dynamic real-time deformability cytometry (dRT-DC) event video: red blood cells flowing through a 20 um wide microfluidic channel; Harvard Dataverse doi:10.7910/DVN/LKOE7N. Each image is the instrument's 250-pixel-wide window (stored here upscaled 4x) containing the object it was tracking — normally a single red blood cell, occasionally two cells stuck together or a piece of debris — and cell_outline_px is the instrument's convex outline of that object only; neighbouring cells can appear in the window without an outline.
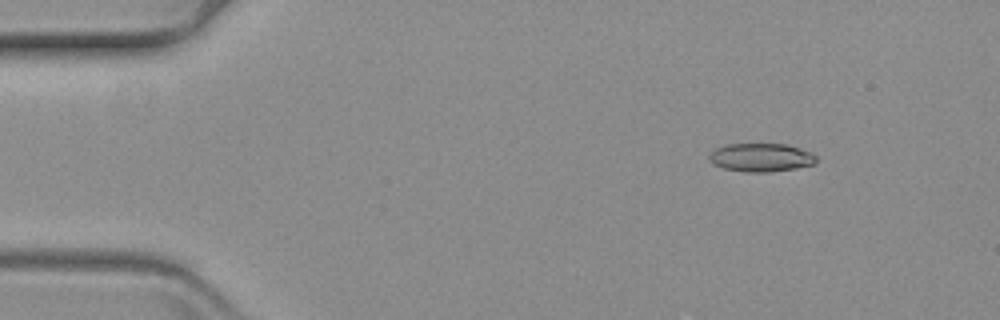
{"species": "common noctule bat (a hibernating species)", "species_latin": "Nyctalus noctula", "temperature_condition": "warm", "stored_images_in_passage": 55, "camera_frame_rate_fps": 3000, "um_per_image_px": 0.085, "animal": {"sex": "female", "body_mass_g": 19.3, "forearm_length_mm": 54.1}, "frame": {"image": 1, "passage_image": 2, "time_ms": 0.333, "image_size_px": [1000, 320], "cell_outline_px": [[816, 160], [812, 164], [796, 168], [768, 172], [748, 172], [724, 168], [716, 164], [708, 156], [716, 148], [728, 144], [788, 144], [800, 148], [816, 156]], "centroid_in_image_um": [64.7, 13.38], "position_along_channel_um": 20.3, "area_um2": 17.34}}
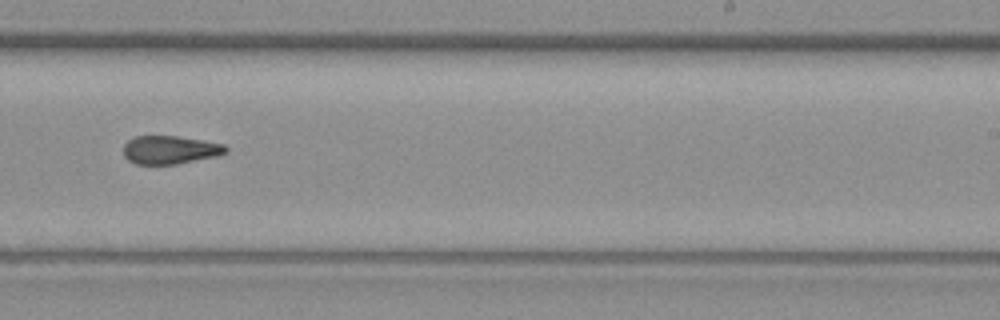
{"frame": {"image": 2, "passage_image": 32, "time_ms": 10.333, "image_size_px": [1000, 320], "cell_outline_px": [[228, 152], [216, 156], [176, 164], [136, 164], [128, 160], [124, 156], [124, 144], [128, 140], [136, 136], [176, 136], [224, 144], [228, 148]], "centroid_in_image_um": [14.44, 12.74], "position_along_channel_um": 274.6, "area_um2": 16.76}}
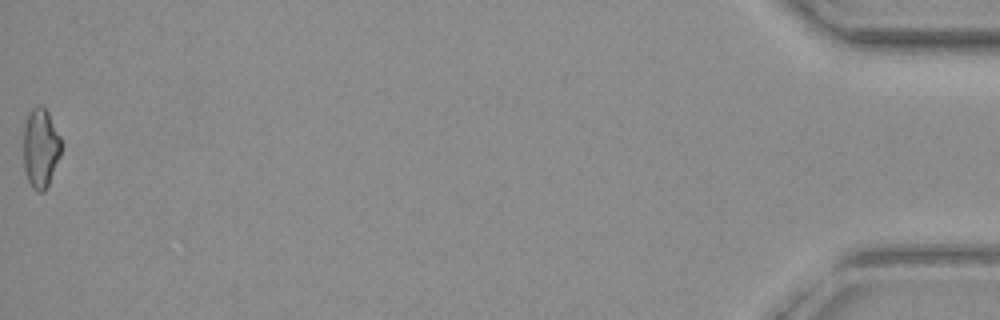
{"frame": {"image": 3, "passage_image": 55, "time_ms": 18.0, "image_size_px": [1000, 320], "cell_outline_px": [[60, 156], [48, 184], [44, 192], [36, 192], [32, 188], [28, 180], [24, 168], [24, 124], [28, 112], [36, 104], [40, 104], [48, 112], [60, 136]], "centroid_in_image_um": [3.43, 12.56], "position_along_channel_um": 431.8, "area_um2": 17.46}}